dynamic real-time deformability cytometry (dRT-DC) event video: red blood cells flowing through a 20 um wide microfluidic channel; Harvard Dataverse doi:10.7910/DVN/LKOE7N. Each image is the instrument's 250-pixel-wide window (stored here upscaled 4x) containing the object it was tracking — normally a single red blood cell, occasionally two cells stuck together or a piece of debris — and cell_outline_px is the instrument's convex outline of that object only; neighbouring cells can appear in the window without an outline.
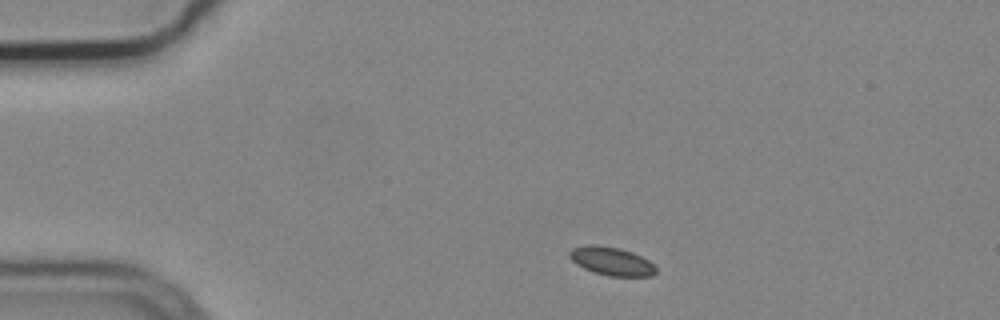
{"species": "common noctule bat (a hibernating species)", "species_latin": "Nyctalus noctula", "temperature_condition": "cold", "stored_images_in_passage": 2, "camera_frame_rate_fps": 3000, "um_per_image_px": 0.085, "animal": {"sex": "male", "body_mass_g": 19.2, "forearm_length_mm": 51.8}, "frame": {"image": 1, "passage_image": 1, "time_ms": 0.0, "image_size_px": [1000, 320], "cell_outline_px": [[656, 272], [652, 276], [608, 276], [584, 268], [576, 264], [568, 256], [568, 252], [572, 248], [588, 244], [596, 244], [620, 248], [632, 252], [648, 260], [656, 268]], "centroid_in_image_um": [51.95, 22.18], "position_along_channel_um": 33.0, "area_um2": 14.28}}